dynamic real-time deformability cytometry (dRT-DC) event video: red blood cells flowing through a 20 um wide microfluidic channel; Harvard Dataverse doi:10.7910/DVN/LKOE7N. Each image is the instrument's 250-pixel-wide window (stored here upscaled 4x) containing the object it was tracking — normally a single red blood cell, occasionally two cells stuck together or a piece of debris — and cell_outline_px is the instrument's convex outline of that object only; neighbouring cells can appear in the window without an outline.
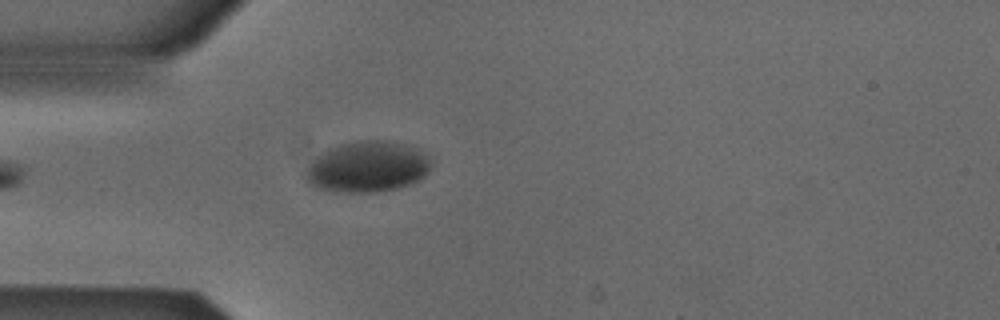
{"species": "Egyptian fruit bat (a non-hibernating species)", "species_latin": "Rousettus aegyptiacus", "temperature_condition": "cold", "stored_images_in_passage": 1, "camera_frame_rate_fps": 3000, "um_per_image_px": 0.085, "animal": {"sex": "male"}, "frame": {"image": 1, "passage_image": 1, "time_ms": 0.0, "image_size_px": [1000, 320], "cell_outline_px": [[432, 164], [428, 172], [420, 180], [396, 188], [376, 192], [348, 192], [316, 188], [308, 184], [304, 176], [308, 168], [316, 156], [328, 148], [340, 144], [356, 140], [388, 140], [408, 144], [416, 148], [428, 156], [432, 160]], "centroid_in_image_um": [31.25, 14.16], "position_along_channel_um": 53.7, "area_um2": 37.45}}